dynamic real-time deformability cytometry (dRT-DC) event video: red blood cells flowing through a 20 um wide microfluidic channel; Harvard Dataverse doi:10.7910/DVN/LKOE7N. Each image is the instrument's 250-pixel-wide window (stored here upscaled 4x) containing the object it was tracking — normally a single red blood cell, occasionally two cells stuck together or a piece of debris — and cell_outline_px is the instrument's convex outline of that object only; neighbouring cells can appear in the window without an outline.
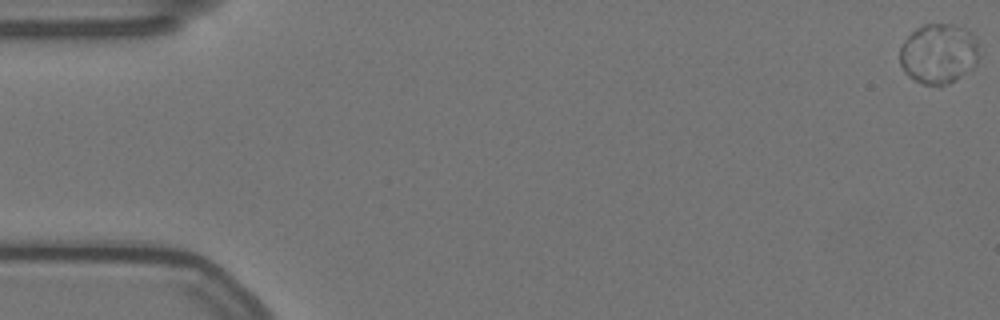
{"species": "Egyptian fruit bat (a non-hibernating species)", "species_latin": "Rousettus aegyptiacus", "temperature_condition": "warm", "stored_images_in_passage": 4, "camera_frame_rate_fps": 3000, "um_per_image_px": 0.085, "animal": {"sex": "female"}, "frame": {"image": 1, "passage_image": 1, "time_ms": 0.0, "image_size_px": [1000, 320], "cell_outline_px": [[980, 56], [976, 64], [972, 68], [948, 84], [940, 88], [924, 84], [908, 76], [904, 72], [900, 64], [900, 48], [904, 40], [916, 28], [924, 24], [956, 24], [964, 28], [976, 40]], "centroid_in_image_um": [79.77, 4.58], "position_along_channel_um": 5.2, "area_um2": 27.98}}